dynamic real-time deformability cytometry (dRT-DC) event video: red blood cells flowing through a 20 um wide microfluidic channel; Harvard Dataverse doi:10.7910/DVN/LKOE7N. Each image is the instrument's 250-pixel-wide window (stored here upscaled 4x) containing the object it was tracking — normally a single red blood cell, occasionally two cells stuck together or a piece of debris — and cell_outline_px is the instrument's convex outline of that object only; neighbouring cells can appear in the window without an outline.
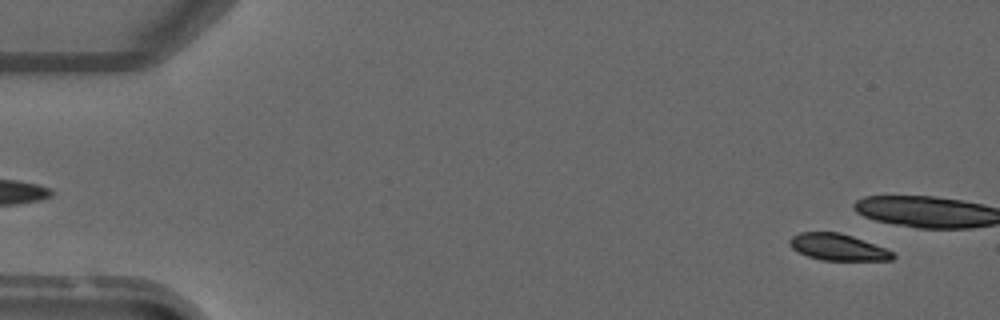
{"species": "common noctule bat (a hibernating species)", "species_latin": "Nyctalus noctula", "temperature_condition": "warm", "stored_images_in_passage": 4, "camera_frame_rate_fps": 3000, "um_per_image_px": 0.085, "animal": {"sex": "male", "forearm_length_mm": 52.5}, "frame": {"image": 1, "passage_image": 1, "time_ms": 0.0, "image_size_px": [1000, 320], "cell_outline_px": [[896, 256], [892, 260], [820, 260], [808, 256], [792, 248], [788, 244], [788, 240], [792, 236], [800, 232], [840, 232], [852, 236], [884, 248], [892, 252]], "centroid_in_image_um": [71.18, 21.0], "position_along_channel_um": 13.8, "area_um2": 15.84}}